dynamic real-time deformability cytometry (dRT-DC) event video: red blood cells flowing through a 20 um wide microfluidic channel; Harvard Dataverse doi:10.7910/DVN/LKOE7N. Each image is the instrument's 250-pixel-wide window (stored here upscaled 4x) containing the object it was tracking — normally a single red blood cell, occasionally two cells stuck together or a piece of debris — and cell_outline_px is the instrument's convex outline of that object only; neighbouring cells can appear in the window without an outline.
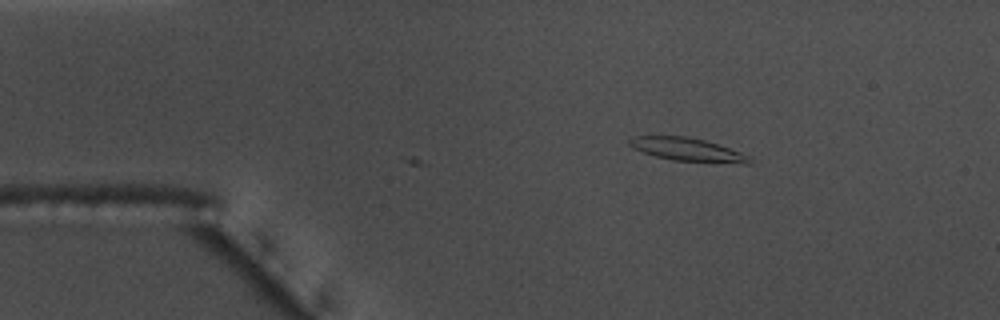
{"species": "common noctule bat (a hibernating species)", "species_latin": "Nyctalus noctula", "temperature_condition": "warm", "stored_images_in_passage": 3, "camera_frame_rate_fps": 3000, "um_per_image_px": 0.085, "animal": {"sex": "male", "body_mass_g": 17.5, "forearm_length_mm": 52.3}, "frame": {"image": 1, "passage_image": 3, "time_ms": 0.667, "image_size_px": [1000, 320], "cell_outline_px": [[752, 164], [740, 164], [672, 160], [656, 156], [632, 148], [628, 144], [628, 140], [632, 136], [688, 136], [704, 140], [752, 156]], "centroid_in_image_um": [58.47, 12.72], "position_along_channel_um": 26.5, "area_um2": 16.36}}